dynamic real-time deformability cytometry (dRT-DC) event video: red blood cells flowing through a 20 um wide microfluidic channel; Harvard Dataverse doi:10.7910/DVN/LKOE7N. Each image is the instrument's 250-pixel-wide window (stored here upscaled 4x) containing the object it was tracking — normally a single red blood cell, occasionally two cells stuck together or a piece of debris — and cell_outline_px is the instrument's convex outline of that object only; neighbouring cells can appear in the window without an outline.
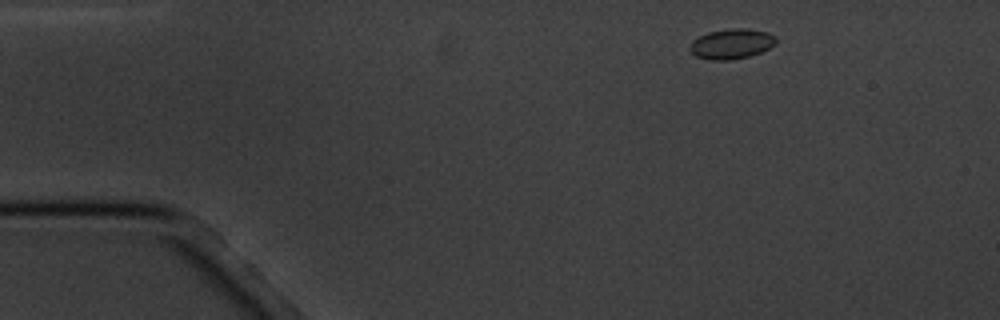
{"species": "common noctule bat (a hibernating species)", "species_latin": "Nyctalus noctula", "temperature_condition": "cold", "stored_images_in_passage": 5, "segment_of_instrument_passage": [2, 2], "camera_frame_rate_fps": 3000, "um_per_image_px": 0.085, "animal": {"sex": "male", "body_mass_g": 20.1, "forearm_length_mm": 53.5}, "frame": {"image": 1, "passage_image": 5, "time_ms": 5.667, "image_size_px": [1000, 320], "cell_outline_px": [[776, 44], [760, 52], [748, 56], [728, 60], [708, 60], [696, 56], [688, 48], [692, 40], [708, 32], [728, 28], [748, 28], [768, 32], [776, 36]], "centroid_in_image_um": [62.17, 3.71], "position_along_channel_um": 22.8, "area_um2": 15.2}}